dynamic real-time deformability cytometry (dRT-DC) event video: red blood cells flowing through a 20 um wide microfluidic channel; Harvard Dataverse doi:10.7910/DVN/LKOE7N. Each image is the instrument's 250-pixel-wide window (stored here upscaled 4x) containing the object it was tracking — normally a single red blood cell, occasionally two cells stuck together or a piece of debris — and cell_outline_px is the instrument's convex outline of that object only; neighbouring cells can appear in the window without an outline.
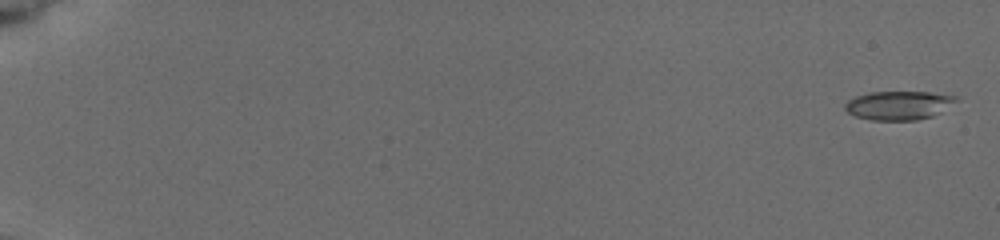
{"species": "common noctule bat (a hibernating species)", "species_latin": "Nyctalus noctula", "temperature_condition": "cold", "stored_images_in_passage": 8, "camera_frame_rate_fps": 3000, "um_per_image_px": 0.085, "animal": {"sex": "female", "body_mass_g": 19.5, "forearm_length_mm": 54.1}, "frame": {"image": 1, "passage_image": 1, "time_ms": 0.0, "image_size_px": [1000, 240], "cell_outline_px": [[960, 100], [932, 116], [916, 120], [872, 120], [856, 116], [848, 112], [844, 108], [844, 104], [848, 100], [856, 96], [868, 92], [928, 92], [956, 96]], "centroid_in_image_um": [76.38, 8.95], "position_along_channel_um": 8.6, "area_um2": 18.55}}
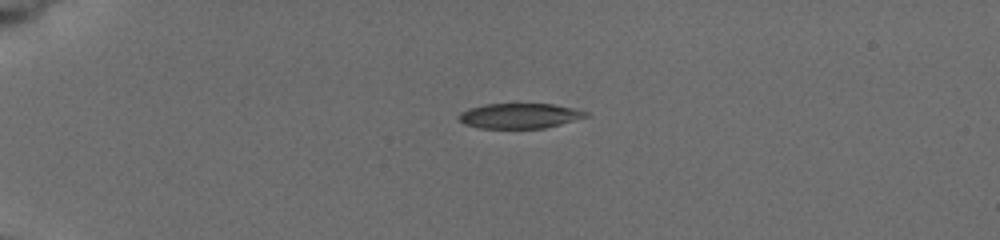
{"frame": {"image": 2, "passage_image": 6, "time_ms": 4.667, "image_size_px": [1000, 240], "cell_outline_px": [[588, 116], [560, 124], [544, 128], [480, 128], [464, 124], [456, 116], [460, 112], [468, 108], [484, 104], [552, 104], [572, 108], [588, 112]], "centroid_in_image_um": [44.11, 9.84], "position_along_channel_um": 40.9, "area_um2": 18.5}}